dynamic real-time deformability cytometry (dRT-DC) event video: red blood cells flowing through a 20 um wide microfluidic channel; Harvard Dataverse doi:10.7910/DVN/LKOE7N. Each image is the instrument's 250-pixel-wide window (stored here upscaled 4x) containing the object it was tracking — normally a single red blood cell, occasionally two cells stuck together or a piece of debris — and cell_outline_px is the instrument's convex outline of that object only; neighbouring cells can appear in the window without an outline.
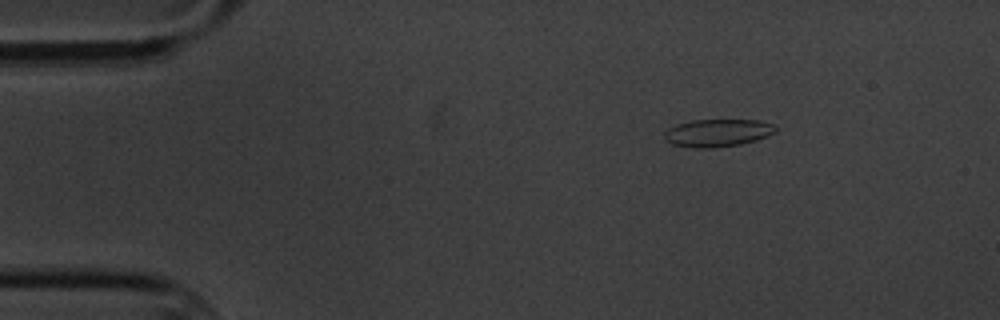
{"species": "common noctule bat (a hibernating species)", "species_latin": "Nyctalus noctula", "temperature_condition": "cold", "stored_images_in_passage": 11, "camera_frame_rate_fps": 3000, "um_per_image_px": 0.085, "animal": {"sex": "male", "body_mass_g": 20.1, "forearm_length_mm": 53.5}, "frame": {"image": 1, "passage_image": 2, "time_ms": 2.0, "image_size_px": [1000, 320], "cell_outline_px": [[776, 132], [768, 136], [756, 140], [740, 144], [712, 148], [692, 148], [672, 144], [664, 140], [664, 132], [668, 128], [676, 124], [692, 120], [756, 120], [776, 124]], "centroid_in_image_um": [60.98, 11.29], "position_along_channel_um": 24.0, "area_um2": 18.09}}
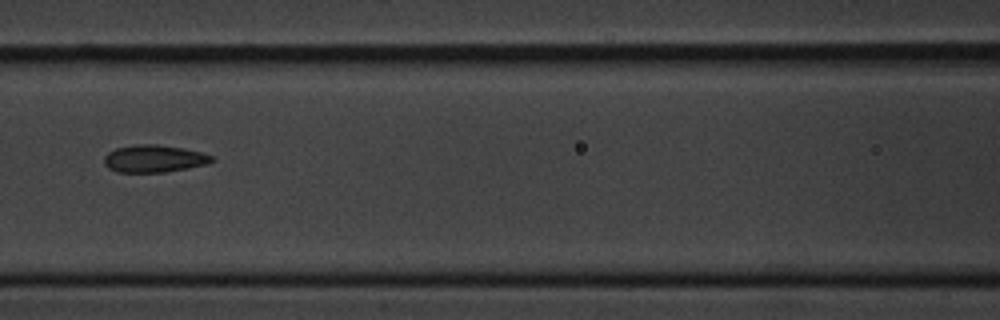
{"frame": {"image": 2, "passage_image": 7, "time_ms": 7.667, "image_size_px": [1000, 320], "cell_outline_px": [[216, 160], [208, 164], [188, 168], [164, 172], [116, 172], [108, 168], [104, 164], [104, 156], [108, 152], [116, 148], [136, 144], [156, 144], [184, 148], [200, 152], [212, 156]], "centroid_in_image_um": [13.09, 13.48], "position_along_channel_um": 153.5, "area_um2": 17.28}}
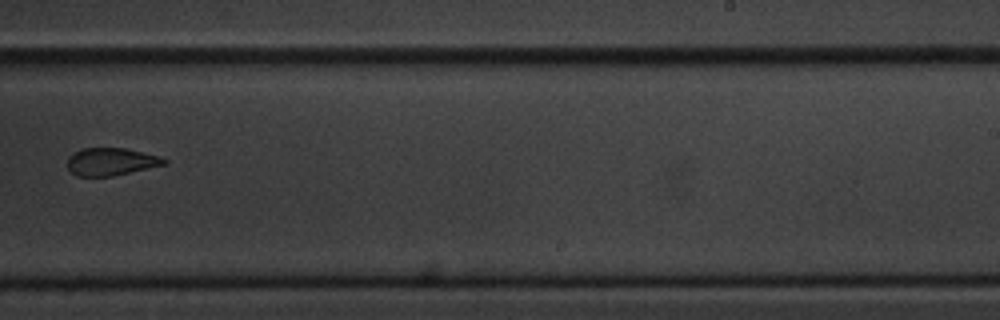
{"frame": {"image": 3, "passage_image": 10, "time_ms": 11.333, "image_size_px": [1000, 320], "cell_outline_px": [[168, 164], [112, 176], [76, 176], [68, 168], [68, 156], [80, 148], [128, 148], [160, 156], [168, 160]], "centroid_in_image_um": [9.46, 13.73], "position_along_channel_um": 279.5, "area_um2": 15.72}}